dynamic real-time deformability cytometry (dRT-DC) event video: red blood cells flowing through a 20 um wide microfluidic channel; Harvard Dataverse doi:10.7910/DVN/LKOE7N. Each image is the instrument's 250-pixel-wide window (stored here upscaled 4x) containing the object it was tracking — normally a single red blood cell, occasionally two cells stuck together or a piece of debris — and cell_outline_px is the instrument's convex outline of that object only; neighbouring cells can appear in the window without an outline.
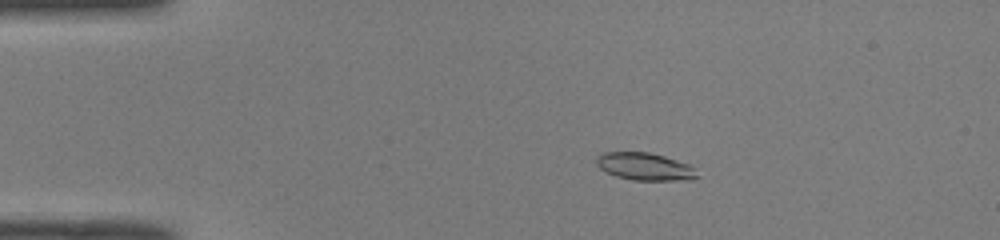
{"species": "common noctule bat (a hibernating species)", "species_latin": "Nyctalus noctula", "temperature_condition": "room temperature", "stored_images_in_passage": 50, "camera_frame_rate_fps": 3000, "um_per_image_px": 0.085, "animal": {"sex": "male", "body_mass_g": 19.0, "forearm_length_mm": 50.8}, "frame": {"image": 1, "passage_image": 10, "time_ms": 3.0, "image_size_px": [1000, 240], "cell_outline_px": [[700, 176], [692, 180], [632, 180], [616, 176], [604, 172], [596, 164], [596, 156], [600, 152], [648, 152], [664, 156], [688, 164], [696, 168]], "centroid_in_image_um": [54.81, 14.16], "position_along_channel_um": 30.2, "area_um2": 16.42}}
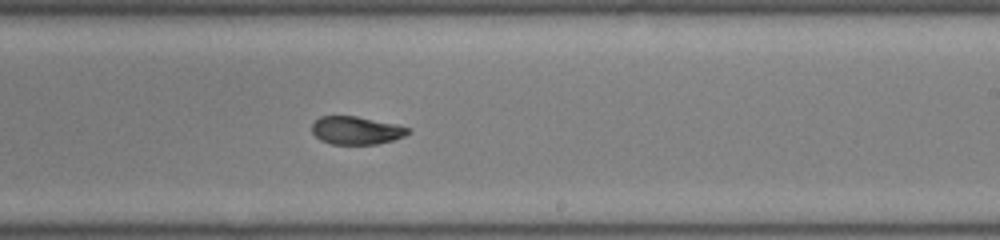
{"frame": {"image": 2, "passage_image": 31, "time_ms": 10.0, "image_size_px": [1000, 240], "cell_outline_px": [[412, 128], [404, 136], [392, 140], [376, 144], [332, 144], [320, 140], [312, 132], [312, 124], [320, 116], [356, 116], [396, 124]], "centroid_in_image_um": [30.27, 11.08], "position_along_channel_um": 258.7, "area_um2": 15.61}}
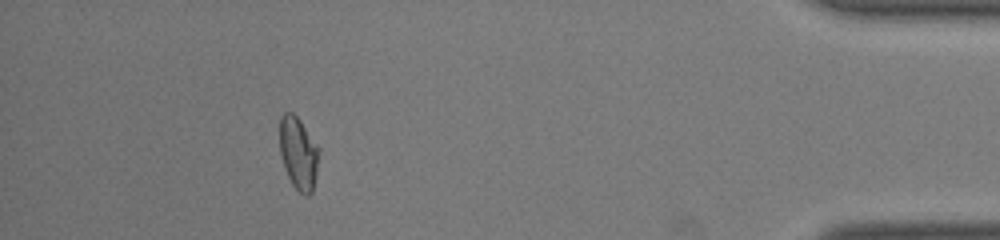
{"frame": {"image": 3, "passage_image": 46, "time_ms": 15.0, "image_size_px": [1000, 240], "cell_outline_px": [[320, 148], [316, 172], [312, 192], [308, 196], [304, 196], [292, 184], [284, 168], [280, 152], [280, 116], [284, 112], [292, 112], [300, 120]], "centroid_in_image_um": [25.36, 13.01], "position_along_channel_um": 409.8, "area_um2": 16.59}, "authors_computed_cell_mechanics": {"area_um2": 16.4152, "velocity_mm_per_s": 4.0874, "shape_relaxation_time_tau1_ms": 5.8292, "shape_relaxation_time_tau2_ms": 2.1907, "deformation_change_tau1": 0.1785, "deformation_change_tau2": 0.0727}}